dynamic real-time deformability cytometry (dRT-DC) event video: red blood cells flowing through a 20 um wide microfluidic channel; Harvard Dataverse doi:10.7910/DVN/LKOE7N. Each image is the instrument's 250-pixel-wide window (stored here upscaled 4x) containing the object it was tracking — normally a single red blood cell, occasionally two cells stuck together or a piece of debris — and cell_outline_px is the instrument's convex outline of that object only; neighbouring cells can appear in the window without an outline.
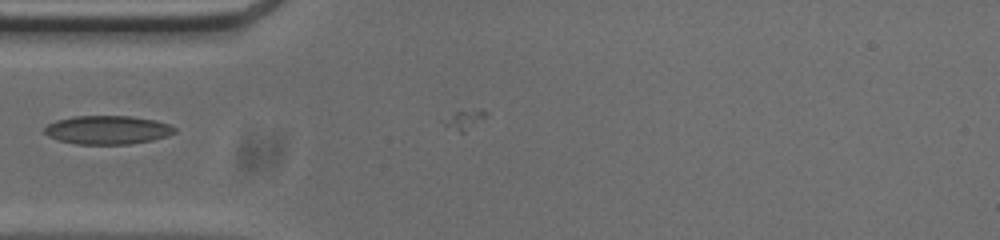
{"species": "common noctule bat (a hibernating species)", "species_latin": "Nyctalus noctula", "temperature_condition": "cold", "stored_images_in_passage": 3, "camera_frame_rate_fps": 3000, "um_per_image_px": 0.085, "animal": {"sex": "male", "body_mass_g": 20.0, "forearm_length_mm": 53.3}, "frame": {"image": 1, "passage_image": 1, "time_ms": 0.0, "image_size_px": [1000, 240], "cell_outline_px": [[176, 132], [152, 140], [128, 144], [76, 144], [60, 140], [48, 136], [44, 132], [44, 128], [48, 124], [56, 120], [72, 116], [132, 116], [156, 120], [168, 124], [176, 128]], "centroid_in_image_um": [9.12, 11.03], "position_along_channel_um": 75.9, "area_um2": 21.62}}